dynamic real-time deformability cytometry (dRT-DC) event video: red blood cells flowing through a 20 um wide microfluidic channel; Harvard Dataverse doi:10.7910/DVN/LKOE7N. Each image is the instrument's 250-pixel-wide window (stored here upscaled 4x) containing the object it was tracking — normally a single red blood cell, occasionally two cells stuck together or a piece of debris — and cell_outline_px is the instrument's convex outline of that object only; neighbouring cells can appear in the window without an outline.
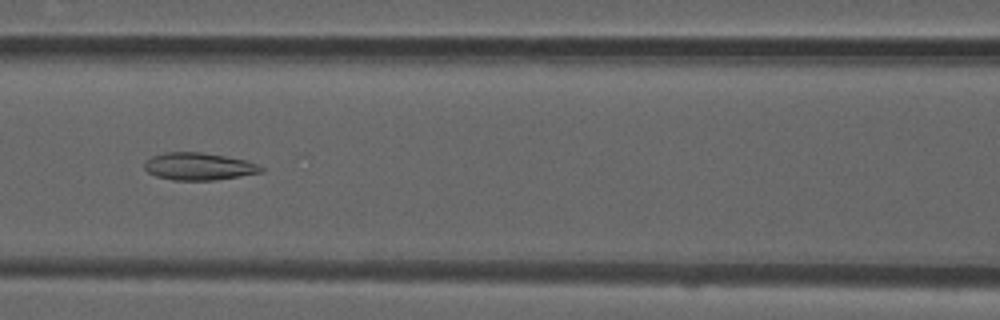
{"species": "common noctule bat (a hibernating species)", "species_latin": "Nyctalus noctula", "temperature_condition": "room temperature", "stored_images_in_passage": 52, "camera_frame_rate_fps": 3000, "um_per_image_px": 0.085, "animal": {"sex": "male", "forearm_length_mm": 52.5}, "frame": {"image": 1, "passage_image": 23, "time_ms": 7.333, "image_size_px": [1000, 320], "cell_outline_px": [[264, 168], [260, 172], [240, 176], [216, 180], [172, 180], [156, 176], [148, 172], [144, 168], [144, 164], [152, 156], [164, 152], [200, 152], [248, 160]], "centroid_in_image_um": [16.88, 14.14], "position_along_channel_um": 149.7, "area_um2": 18.5}}
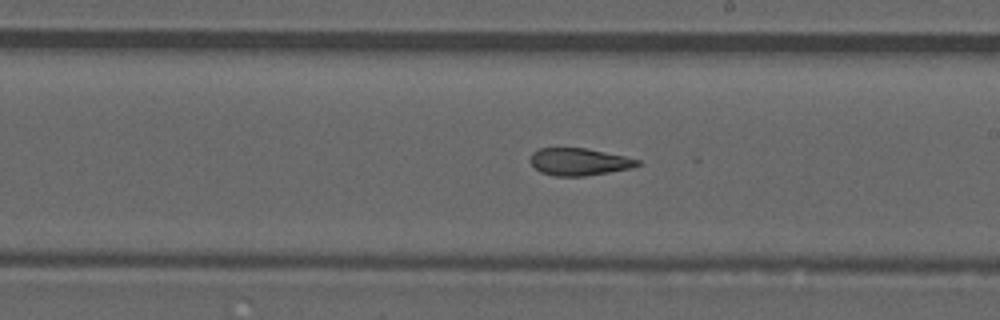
{"frame": {"image": 2, "passage_image": 30, "time_ms": 9.667, "image_size_px": [1000, 320], "cell_outline_px": [[640, 164], [632, 168], [584, 176], [556, 176], [540, 172], [532, 164], [532, 152], [540, 148], [584, 148], [624, 156], [640, 160]], "centroid_in_image_um": [49.23, 13.75], "position_along_channel_um": 239.8, "area_um2": 16.76}}
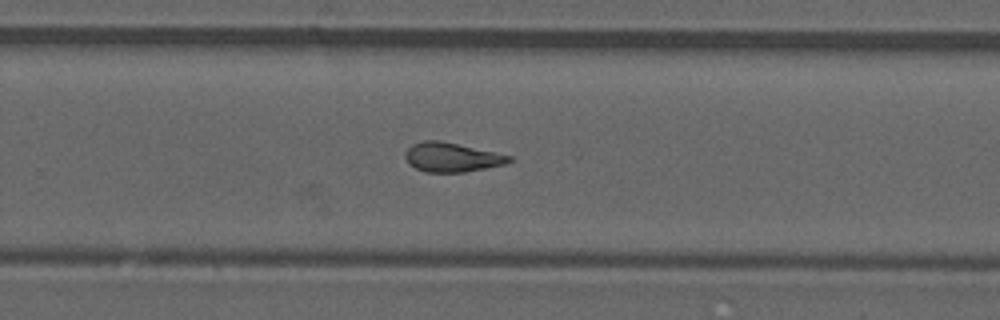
{"frame": {"image": 3, "passage_image": 34, "time_ms": 11.0, "image_size_px": [1000, 320], "cell_outline_px": [[512, 160], [504, 164], [464, 172], [424, 172], [408, 164], [404, 156], [404, 152], [412, 144], [424, 140], [440, 140], [512, 156]], "centroid_in_image_um": [38.34, 13.36], "position_along_channel_um": 291.5, "area_um2": 17.63}, "authors_computed_cell_mechanics": {"area_um2": 18.4671, "velocity_mm_per_s": 3.8773, "shape_relaxation_time_tau1_ms": null, "shape_relaxation_time_tau2_ms": 3.7665, "deformation_change_tau1": null, "deformation_change_tau2": 0.1158}}